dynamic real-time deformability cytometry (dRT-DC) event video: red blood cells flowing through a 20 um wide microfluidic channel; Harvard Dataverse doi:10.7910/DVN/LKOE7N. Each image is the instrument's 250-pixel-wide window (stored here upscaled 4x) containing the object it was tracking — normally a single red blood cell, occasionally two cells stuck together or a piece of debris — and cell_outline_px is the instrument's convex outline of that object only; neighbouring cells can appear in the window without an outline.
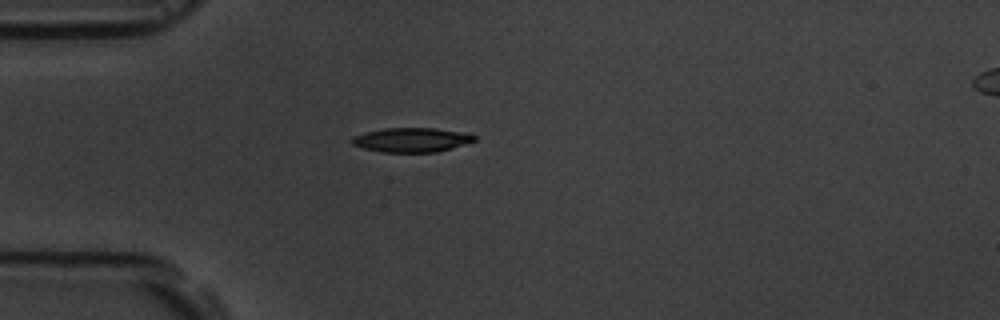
{"species": "common noctule bat (a hibernating species)", "species_latin": "Nyctalus noctula", "temperature_condition": "room temperature", "stored_images_in_passage": 6, "camera_frame_rate_fps": 3000, "um_per_image_px": 0.085, "animal": {"sex": "male", "body_mass_g": 19.5, "forearm_length_mm": 54.6}, "frame": {"image": 1, "passage_image": 6, "time_ms": 6.667, "image_size_px": [1000, 320], "cell_outline_px": [[476, 140], [436, 152], [380, 152], [364, 148], [352, 144], [348, 140], [352, 136], [364, 132], [384, 128], [436, 128], [464, 132], [476, 136]], "centroid_in_image_um": [34.92, 11.88], "position_along_channel_um": 50.1, "area_um2": 17.4}}